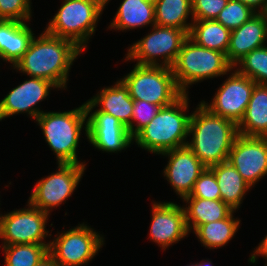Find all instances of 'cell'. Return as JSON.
I'll return each instance as SVG.
<instances>
[{
	"instance_id": "obj_37",
	"label": "cell",
	"mask_w": 267,
	"mask_h": 266,
	"mask_svg": "<svg viewBox=\"0 0 267 266\" xmlns=\"http://www.w3.org/2000/svg\"><path fill=\"white\" fill-rule=\"evenodd\" d=\"M36 266H58L52 257L48 254L43 260H41Z\"/></svg>"
},
{
	"instance_id": "obj_15",
	"label": "cell",
	"mask_w": 267,
	"mask_h": 266,
	"mask_svg": "<svg viewBox=\"0 0 267 266\" xmlns=\"http://www.w3.org/2000/svg\"><path fill=\"white\" fill-rule=\"evenodd\" d=\"M152 218L149 229L150 241L162 250L179 243L189 234L185 210L174 202H152Z\"/></svg>"
},
{
	"instance_id": "obj_22",
	"label": "cell",
	"mask_w": 267,
	"mask_h": 266,
	"mask_svg": "<svg viewBox=\"0 0 267 266\" xmlns=\"http://www.w3.org/2000/svg\"><path fill=\"white\" fill-rule=\"evenodd\" d=\"M238 133L248 137H267V85L253 88L244 117L238 124Z\"/></svg>"
},
{
	"instance_id": "obj_6",
	"label": "cell",
	"mask_w": 267,
	"mask_h": 266,
	"mask_svg": "<svg viewBox=\"0 0 267 266\" xmlns=\"http://www.w3.org/2000/svg\"><path fill=\"white\" fill-rule=\"evenodd\" d=\"M120 80L133 100H144L161 108L173 104L183 95L170 67L135 64Z\"/></svg>"
},
{
	"instance_id": "obj_23",
	"label": "cell",
	"mask_w": 267,
	"mask_h": 266,
	"mask_svg": "<svg viewBox=\"0 0 267 266\" xmlns=\"http://www.w3.org/2000/svg\"><path fill=\"white\" fill-rule=\"evenodd\" d=\"M220 188L221 200L234 211L238 210L246 192L252 187L228 161L209 167Z\"/></svg>"
},
{
	"instance_id": "obj_13",
	"label": "cell",
	"mask_w": 267,
	"mask_h": 266,
	"mask_svg": "<svg viewBox=\"0 0 267 266\" xmlns=\"http://www.w3.org/2000/svg\"><path fill=\"white\" fill-rule=\"evenodd\" d=\"M227 161L254 187L267 175V137L238 135Z\"/></svg>"
},
{
	"instance_id": "obj_32",
	"label": "cell",
	"mask_w": 267,
	"mask_h": 266,
	"mask_svg": "<svg viewBox=\"0 0 267 266\" xmlns=\"http://www.w3.org/2000/svg\"><path fill=\"white\" fill-rule=\"evenodd\" d=\"M184 198L221 200L220 188L214 173L206 168L196 180L190 195Z\"/></svg>"
},
{
	"instance_id": "obj_8",
	"label": "cell",
	"mask_w": 267,
	"mask_h": 266,
	"mask_svg": "<svg viewBox=\"0 0 267 266\" xmlns=\"http://www.w3.org/2000/svg\"><path fill=\"white\" fill-rule=\"evenodd\" d=\"M151 30L128 48L124 60L134 62L137 60L138 65H160L171 68L184 41L188 38V33L175 27L159 25L152 26Z\"/></svg>"
},
{
	"instance_id": "obj_7",
	"label": "cell",
	"mask_w": 267,
	"mask_h": 266,
	"mask_svg": "<svg viewBox=\"0 0 267 266\" xmlns=\"http://www.w3.org/2000/svg\"><path fill=\"white\" fill-rule=\"evenodd\" d=\"M102 13L103 10L87 0H64L45 31L72 41L84 51Z\"/></svg>"
},
{
	"instance_id": "obj_38",
	"label": "cell",
	"mask_w": 267,
	"mask_h": 266,
	"mask_svg": "<svg viewBox=\"0 0 267 266\" xmlns=\"http://www.w3.org/2000/svg\"><path fill=\"white\" fill-rule=\"evenodd\" d=\"M96 4L101 10L105 9V6L109 3L110 0H87Z\"/></svg>"
},
{
	"instance_id": "obj_26",
	"label": "cell",
	"mask_w": 267,
	"mask_h": 266,
	"mask_svg": "<svg viewBox=\"0 0 267 266\" xmlns=\"http://www.w3.org/2000/svg\"><path fill=\"white\" fill-rule=\"evenodd\" d=\"M155 23L159 26L175 27L188 34L193 20L191 0H154Z\"/></svg>"
},
{
	"instance_id": "obj_2",
	"label": "cell",
	"mask_w": 267,
	"mask_h": 266,
	"mask_svg": "<svg viewBox=\"0 0 267 266\" xmlns=\"http://www.w3.org/2000/svg\"><path fill=\"white\" fill-rule=\"evenodd\" d=\"M190 135L187 146L209 168L228 160L239 133L235 122L211 113L200 102L190 118Z\"/></svg>"
},
{
	"instance_id": "obj_24",
	"label": "cell",
	"mask_w": 267,
	"mask_h": 266,
	"mask_svg": "<svg viewBox=\"0 0 267 266\" xmlns=\"http://www.w3.org/2000/svg\"><path fill=\"white\" fill-rule=\"evenodd\" d=\"M186 225L191 232L197 226L227 218L234 210L222 200L183 198ZM189 204V205H188Z\"/></svg>"
},
{
	"instance_id": "obj_1",
	"label": "cell",
	"mask_w": 267,
	"mask_h": 266,
	"mask_svg": "<svg viewBox=\"0 0 267 266\" xmlns=\"http://www.w3.org/2000/svg\"><path fill=\"white\" fill-rule=\"evenodd\" d=\"M83 51L72 41L47 33L45 30L34 36L27 51L13 69L51 81L58 89L67 88L69 72L73 62Z\"/></svg>"
},
{
	"instance_id": "obj_40",
	"label": "cell",
	"mask_w": 267,
	"mask_h": 266,
	"mask_svg": "<svg viewBox=\"0 0 267 266\" xmlns=\"http://www.w3.org/2000/svg\"><path fill=\"white\" fill-rule=\"evenodd\" d=\"M263 13L265 14L266 19H267V8H266V10Z\"/></svg>"
},
{
	"instance_id": "obj_27",
	"label": "cell",
	"mask_w": 267,
	"mask_h": 266,
	"mask_svg": "<svg viewBox=\"0 0 267 266\" xmlns=\"http://www.w3.org/2000/svg\"><path fill=\"white\" fill-rule=\"evenodd\" d=\"M233 211L227 218L197 226L193 233L203 246L208 249L221 248L235 236L240 226V219L234 218Z\"/></svg>"
},
{
	"instance_id": "obj_20",
	"label": "cell",
	"mask_w": 267,
	"mask_h": 266,
	"mask_svg": "<svg viewBox=\"0 0 267 266\" xmlns=\"http://www.w3.org/2000/svg\"><path fill=\"white\" fill-rule=\"evenodd\" d=\"M34 35L27 22L0 19V60L14 67L27 51Z\"/></svg>"
},
{
	"instance_id": "obj_21",
	"label": "cell",
	"mask_w": 267,
	"mask_h": 266,
	"mask_svg": "<svg viewBox=\"0 0 267 266\" xmlns=\"http://www.w3.org/2000/svg\"><path fill=\"white\" fill-rule=\"evenodd\" d=\"M149 24L156 25L154 0H123L108 29L126 31Z\"/></svg>"
},
{
	"instance_id": "obj_31",
	"label": "cell",
	"mask_w": 267,
	"mask_h": 266,
	"mask_svg": "<svg viewBox=\"0 0 267 266\" xmlns=\"http://www.w3.org/2000/svg\"><path fill=\"white\" fill-rule=\"evenodd\" d=\"M160 108V106L144 100H134L131 123L127 127L130 136L134 138L147 124H149L157 115Z\"/></svg>"
},
{
	"instance_id": "obj_30",
	"label": "cell",
	"mask_w": 267,
	"mask_h": 266,
	"mask_svg": "<svg viewBox=\"0 0 267 266\" xmlns=\"http://www.w3.org/2000/svg\"><path fill=\"white\" fill-rule=\"evenodd\" d=\"M250 6L236 0H229L227 5L219 13L216 21L233 31L240 27L243 23L248 21L254 14H256Z\"/></svg>"
},
{
	"instance_id": "obj_10",
	"label": "cell",
	"mask_w": 267,
	"mask_h": 266,
	"mask_svg": "<svg viewBox=\"0 0 267 266\" xmlns=\"http://www.w3.org/2000/svg\"><path fill=\"white\" fill-rule=\"evenodd\" d=\"M26 206L0 215V239L3 245L50 244L45 242V238H51L52 235L46 230L49 213L29 202Z\"/></svg>"
},
{
	"instance_id": "obj_25",
	"label": "cell",
	"mask_w": 267,
	"mask_h": 266,
	"mask_svg": "<svg viewBox=\"0 0 267 266\" xmlns=\"http://www.w3.org/2000/svg\"><path fill=\"white\" fill-rule=\"evenodd\" d=\"M230 34L216 20H193L188 37L199 46L227 54Z\"/></svg>"
},
{
	"instance_id": "obj_18",
	"label": "cell",
	"mask_w": 267,
	"mask_h": 266,
	"mask_svg": "<svg viewBox=\"0 0 267 266\" xmlns=\"http://www.w3.org/2000/svg\"><path fill=\"white\" fill-rule=\"evenodd\" d=\"M267 19L264 13L254 14L240 27L231 31L227 60L234 65L252 50L267 43Z\"/></svg>"
},
{
	"instance_id": "obj_11",
	"label": "cell",
	"mask_w": 267,
	"mask_h": 266,
	"mask_svg": "<svg viewBox=\"0 0 267 266\" xmlns=\"http://www.w3.org/2000/svg\"><path fill=\"white\" fill-rule=\"evenodd\" d=\"M57 172L39 180L28 202L34 207L51 214L55 207L72 196L86 170V164H60Z\"/></svg>"
},
{
	"instance_id": "obj_19",
	"label": "cell",
	"mask_w": 267,
	"mask_h": 266,
	"mask_svg": "<svg viewBox=\"0 0 267 266\" xmlns=\"http://www.w3.org/2000/svg\"><path fill=\"white\" fill-rule=\"evenodd\" d=\"M86 111L104 112L117 118L125 127L131 123L134 100L121 80L112 86L104 87L84 103ZM99 105V106H98Z\"/></svg>"
},
{
	"instance_id": "obj_35",
	"label": "cell",
	"mask_w": 267,
	"mask_h": 266,
	"mask_svg": "<svg viewBox=\"0 0 267 266\" xmlns=\"http://www.w3.org/2000/svg\"><path fill=\"white\" fill-rule=\"evenodd\" d=\"M258 256L263 257L267 261V234L259 243L258 247H256V249L254 248L248 262L256 264L259 258ZM265 264H267V262Z\"/></svg>"
},
{
	"instance_id": "obj_36",
	"label": "cell",
	"mask_w": 267,
	"mask_h": 266,
	"mask_svg": "<svg viewBox=\"0 0 267 266\" xmlns=\"http://www.w3.org/2000/svg\"><path fill=\"white\" fill-rule=\"evenodd\" d=\"M250 6L255 12L263 13L267 8V0H236Z\"/></svg>"
},
{
	"instance_id": "obj_12",
	"label": "cell",
	"mask_w": 267,
	"mask_h": 266,
	"mask_svg": "<svg viewBox=\"0 0 267 266\" xmlns=\"http://www.w3.org/2000/svg\"><path fill=\"white\" fill-rule=\"evenodd\" d=\"M255 85L256 83L250 78L239 74L232 68L229 71V77L227 76L218 88L210 104L204 100L201 103L211 113L229 119L238 125L244 117Z\"/></svg>"
},
{
	"instance_id": "obj_5",
	"label": "cell",
	"mask_w": 267,
	"mask_h": 266,
	"mask_svg": "<svg viewBox=\"0 0 267 266\" xmlns=\"http://www.w3.org/2000/svg\"><path fill=\"white\" fill-rule=\"evenodd\" d=\"M232 68L225 53L199 46L189 37L171 67L176 84L183 94L189 93L187 90L192 84L228 75Z\"/></svg>"
},
{
	"instance_id": "obj_28",
	"label": "cell",
	"mask_w": 267,
	"mask_h": 266,
	"mask_svg": "<svg viewBox=\"0 0 267 266\" xmlns=\"http://www.w3.org/2000/svg\"><path fill=\"white\" fill-rule=\"evenodd\" d=\"M5 266H36L48 255L49 244L2 245Z\"/></svg>"
},
{
	"instance_id": "obj_17",
	"label": "cell",
	"mask_w": 267,
	"mask_h": 266,
	"mask_svg": "<svg viewBox=\"0 0 267 266\" xmlns=\"http://www.w3.org/2000/svg\"><path fill=\"white\" fill-rule=\"evenodd\" d=\"M87 119V139L95 149L117 153L134 143L127 127L114 116L104 112L87 111Z\"/></svg>"
},
{
	"instance_id": "obj_9",
	"label": "cell",
	"mask_w": 267,
	"mask_h": 266,
	"mask_svg": "<svg viewBox=\"0 0 267 266\" xmlns=\"http://www.w3.org/2000/svg\"><path fill=\"white\" fill-rule=\"evenodd\" d=\"M104 237L84 222L56 234L48 254L58 266H85L104 245Z\"/></svg>"
},
{
	"instance_id": "obj_14",
	"label": "cell",
	"mask_w": 267,
	"mask_h": 266,
	"mask_svg": "<svg viewBox=\"0 0 267 266\" xmlns=\"http://www.w3.org/2000/svg\"><path fill=\"white\" fill-rule=\"evenodd\" d=\"M53 88L58 89L51 81L36 77L12 88L0 101V121L19 113H27V116L36 120L44 112L36 107L37 104L44 101Z\"/></svg>"
},
{
	"instance_id": "obj_29",
	"label": "cell",
	"mask_w": 267,
	"mask_h": 266,
	"mask_svg": "<svg viewBox=\"0 0 267 266\" xmlns=\"http://www.w3.org/2000/svg\"><path fill=\"white\" fill-rule=\"evenodd\" d=\"M238 66V69H237ZM239 74L247 76L256 84L267 85V46L252 50L233 67Z\"/></svg>"
},
{
	"instance_id": "obj_16",
	"label": "cell",
	"mask_w": 267,
	"mask_h": 266,
	"mask_svg": "<svg viewBox=\"0 0 267 266\" xmlns=\"http://www.w3.org/2000/svg\"><path fill=\"white\" fill-rule=\"evenodd\" d=\"M168 156V164L163 169L165 179L181 199L190 195L194 184L207 168L189 149L184 146L161 153Z\"/></svg>"
},
{
	"instance_id": "obj_34",
	"label": "cell",
	"mask_w": 267,
	"mask_h": 266,
	"mask_svg": "<svg viewBox=\"0 0 267 266\" xmlns=\"http://www.w3.org/2000/svg\"><path fill=\"white\" fill-rule=\"evenodd\" d=\"M229 0H191L192 20H216Z\"/></svg>"
},
{
	"instance_id": "obj_3",
	"label": "cell",
	"mask_w": 267,
	"mask_h": 266,
	"mask_svg": "<svg viewBox=\"0 0 267 266\" xmlns=\"http://www.w3.org/2000/svg\"><path fill=\"white\" fill-rule=\"evenodd\" d=\"M189 102L188 94H183L173 104L160 108L150 123L133 138V142L158 155L187 146L192 115L186 114Z\"/></svg>"
},
{
	"instance_id": "obj_33",
	"label": "cell",
	"mask_w": 267,
	"mask_h": 266,
	"mask_svg": "<svg viewBox=\"0 0 267 266\" xmlns=\"http://www.w3.org/2000/svg\"><path fill=\"white\" fill-rule=\"evenodd\" d=\"M31 0H0V19L31 21Z\"/></svg>"
},
{
	"instance_id": "obj_39",
	"label": "cell",
	"mask_w": 267,
	"mask_h": 266,
	"mask_svg": "<svg viewBox=\"0 0 267 266\" xmlns=\"http://www.w3.org/2000/svg\"><path fill=\"white\" fill-rule=\"evenodd\" d=\"M195 266H213L212 261L208 260H201L199 263H195Z\"/></svg>"
},
{
	"instance_id": "obj_4",
	"label": "cell",
	"mask_w": 267,
	"mask_h": 266,
	"mask_svg": "<svg viewBox=\"0 0 267 266\" xmlns=\"http://www.w3.org/2000/svg\"><path fill=\"white\" fill-rule=\"evenodd\" d=\"M35 121L40 126L47 145L56 155L57 164H86L78 160L77 156L82 129L85 130V136H88L84 103L70 111L43 112Z\"/></svg>"
}]
</instances>
